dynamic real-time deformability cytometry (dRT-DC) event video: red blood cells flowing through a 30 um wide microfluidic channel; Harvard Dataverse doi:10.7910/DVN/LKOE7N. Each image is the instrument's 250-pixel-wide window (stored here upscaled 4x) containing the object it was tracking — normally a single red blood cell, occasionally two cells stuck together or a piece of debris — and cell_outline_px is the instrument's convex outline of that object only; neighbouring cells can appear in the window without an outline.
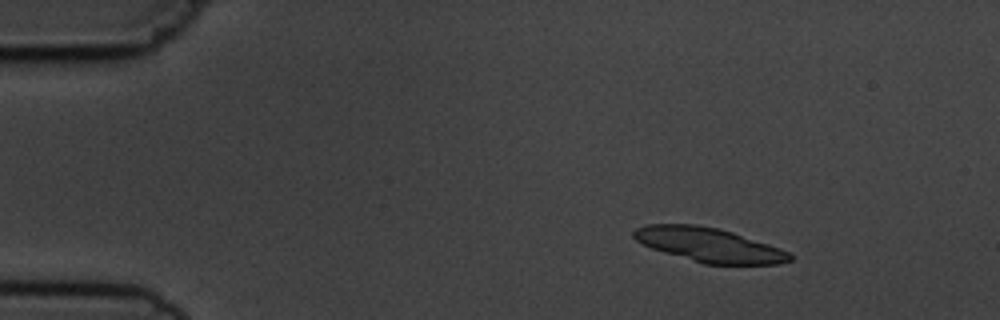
{"species": "common noctule bat (a hibernating species)", "species_latin": "Nyctalus noctula", "temperature_condition": "cold", "stored_images_in_passage": 7, "segment_of_instrument_passage": [1, 2], "camera_frame_rate_fps": 3000, "um_per_image_px": 0.085, "animal": {"sex": "male", "body_mass_g": 19.5, "forearm_length_mm": 54.6}, "frame": {"image": 1, "passage_image": 3, "time_ms": 2.333, "image_size_px": [1000, 320], "cell_outline_px": [[792, 260], [780, 264], [704, 264], [664, 252], [652, 248], [636, 240], [632, 236], [632, 232], [636, 228], [644, 224], [696, 224], [720, 228], [780, 248], [788, 252], [792, 256]], "centroid_in_image_um": [60.25, 20.8], "position_along_channel_um": 24.7, "area_um2": 30.98}}